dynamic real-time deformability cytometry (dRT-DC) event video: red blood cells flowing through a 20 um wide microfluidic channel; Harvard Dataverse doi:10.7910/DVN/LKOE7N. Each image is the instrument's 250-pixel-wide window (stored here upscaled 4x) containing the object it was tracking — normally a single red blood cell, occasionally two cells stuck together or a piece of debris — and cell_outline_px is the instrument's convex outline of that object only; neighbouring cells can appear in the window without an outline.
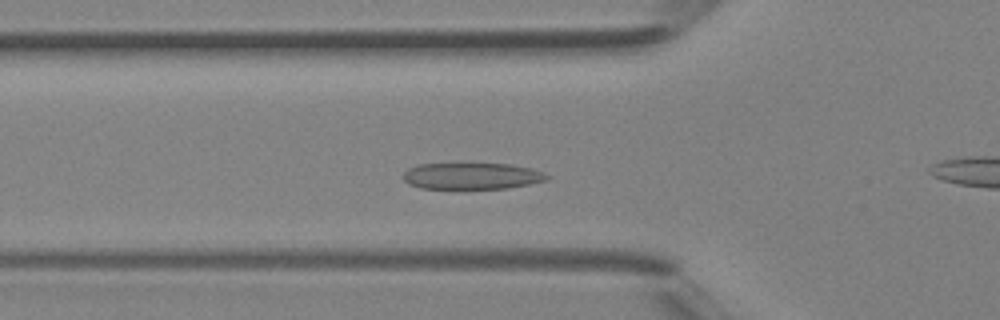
{"species": "Egyptian fruit bat (a non-hibernating species)", "species_latin": "Rousettus aegyptiacus", "temperature_condition": "room temperature", "stored_images_in_passage": 39, "camera_frame_rate_fps": 3000, "um_per_image_px": 0.085, "animal": {"sex": "female"}, "frame": {"image": 1, "passage_image": 10, "time_ms": 3.0, "image_size_px": [1000, 320], "cell_outline_px": [[552, 176], [548, 180], [508, 188], [420, 188], [408, 184], [404, 180], [404, 172], [408, 168], [420, 164], [512, 164], [532, 168], [544, 172]], "centroid_in_image_um": [40.15, 14.96], "position_along_channel_um": 85.6, "area_um2": 22.14}}
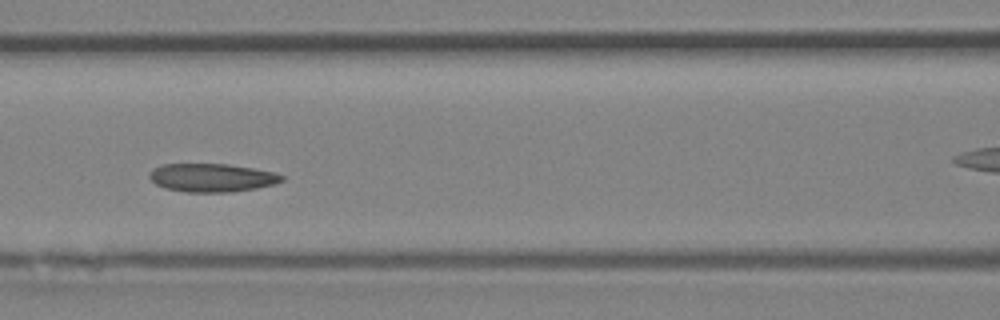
{"frame": {"image": 2, "passage_image": 14, "time_ms": 4.333, "image_size_px": [1000, 320], "cell_outline_px": [[284, 180], [276, 184], [256, 188], [232, 192], [184, 192], [168, 188], [156, 184], [148, 176], [152, 168], [160, 164], [228, 164], [276, 172], [284, 176]], "centroid_in_image_um": [18.03, 15.1], "position_along_channel_um": 148.6, "area_um2": 21.96}}
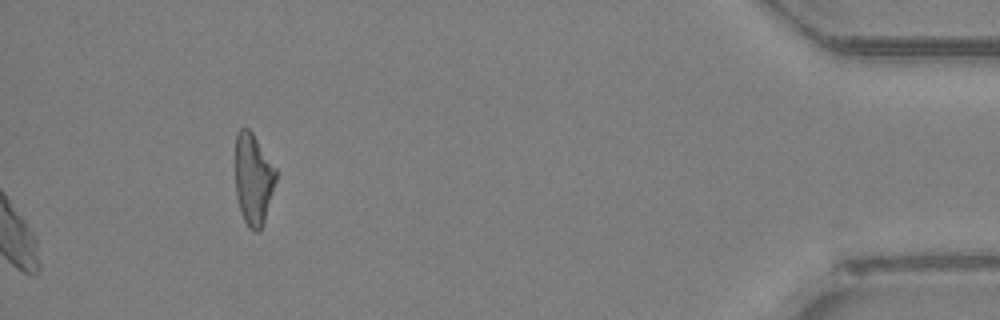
{"frame": {"image": 3, "passage_image": 39, "time_ms": 12.667, "image_size_px": [1000, 320], "cell_outline_px": [[276, 180], [264, 224], [256, 232], [248, 228], [240, 212], [236, 192], [236, 132], [240, 128], [248, 128], [252, 132], [276, 168]], "centroid_in_image_um": [21.53, 15.24], "position_along_channel_um": 413.7, "area_um2": 21.62}}